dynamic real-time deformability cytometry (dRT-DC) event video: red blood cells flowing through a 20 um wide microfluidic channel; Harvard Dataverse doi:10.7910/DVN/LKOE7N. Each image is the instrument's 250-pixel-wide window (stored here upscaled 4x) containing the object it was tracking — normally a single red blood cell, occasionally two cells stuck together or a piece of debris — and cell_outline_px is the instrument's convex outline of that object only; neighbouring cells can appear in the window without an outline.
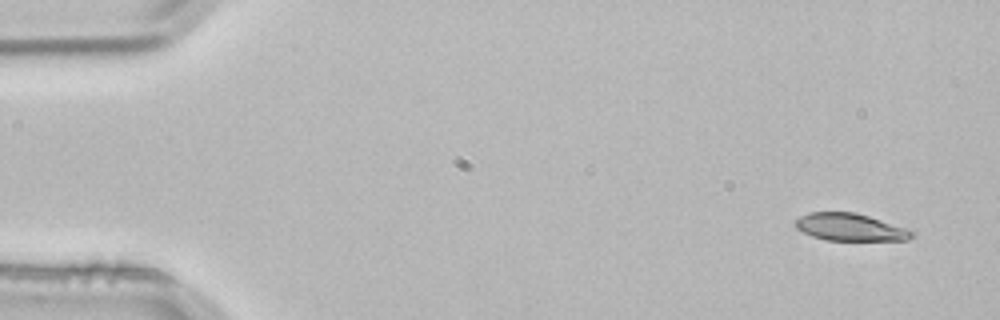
{"species": "common noctule bat (a hibernating species)", "species_latin": "Nyctalus noctula", "temperature_condition": "room temperature", "stored_images_in_passage": 3, "camera_frame_rate_fps": 3000, "um_per_image_px": 0.085, "animal": {"sex": "male", "body_mass_g": 21.5, "forearm_length_mm": 52.0}, "frame": {"image": 1, "passage_image": 1, "time_ms": 0.0, "image_size_px": [1000, 320], "cell_outline_px": [[916, 236], [908, 240], [824, 240], [812, 236], [796, 228], [796, 220], [800, 216], [808, 212], [856, 212], [916, 232]], "centroid_in_image_um": [72.26, 19.31], "position_along_channel_um": 12.7, "area_um2": 18.44}}
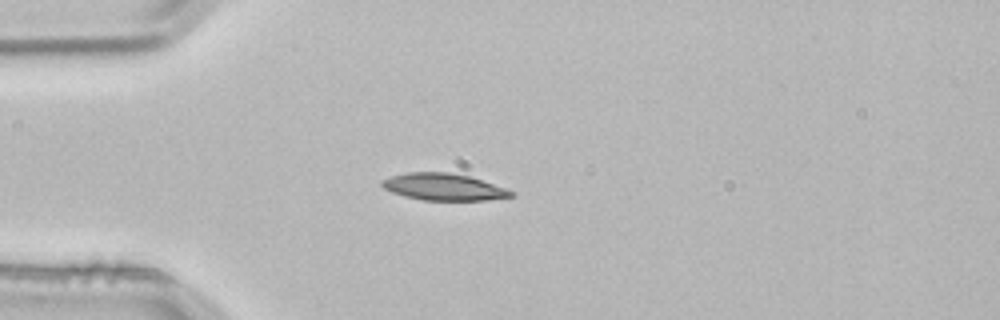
{"frame": {"image": 2, "passage_image": 3, "time_ms": 0.667, "image_size_px": [1000, 320], "cell_outline_px": [[516, 196], [488, 200], [424, 200], [404, 196], [392, 192], [384, 188], [380, 184], [380, 180], [392, 176], [408, 172], [448, 172], [468, 176], [516, 192]], "centroid_in_image_um": [37.7, 15.89], "position_along_channel_um": 47.3, "area_um2": 20.11}}